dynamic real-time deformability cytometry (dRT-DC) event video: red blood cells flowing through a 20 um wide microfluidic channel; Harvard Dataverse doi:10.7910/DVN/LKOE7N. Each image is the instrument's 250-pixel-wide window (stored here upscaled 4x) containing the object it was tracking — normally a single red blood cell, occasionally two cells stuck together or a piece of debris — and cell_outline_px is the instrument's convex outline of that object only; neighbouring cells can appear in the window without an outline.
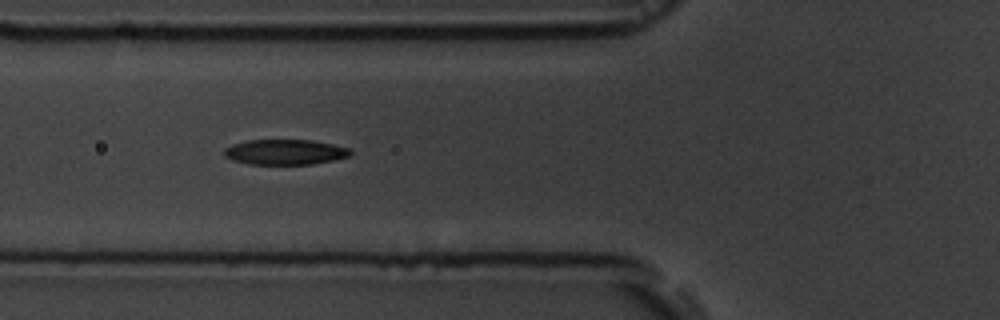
{"species": "common noctule bat (a hibernating species)", "species_latin": "Nyctalus noctula", "temperature_condition": "room temperature", "stored_images_in_passage": 9, "camera_frame_rate_fps": 3000, "um_per_image_px": 0.085, "animal": {"sex": "male", "body_mass_g": 19.5, "forearm_length_mm": 54.6}, "frame": {"image": 1, "passage_image": 6, "time_ms": 5.667, "image_size_px": [1000, 320], "cell_outline_px": [[352, 156], [312, 164], [248, 164], [232, 160], [224, 156], [224, 148], [232, 144], [248, 140], [312, 140], [352, 148]], "centroid_in_image_um": [24.24, 12.92], "position_along_channel_um": 101.6, "area_um2": 18.73}}
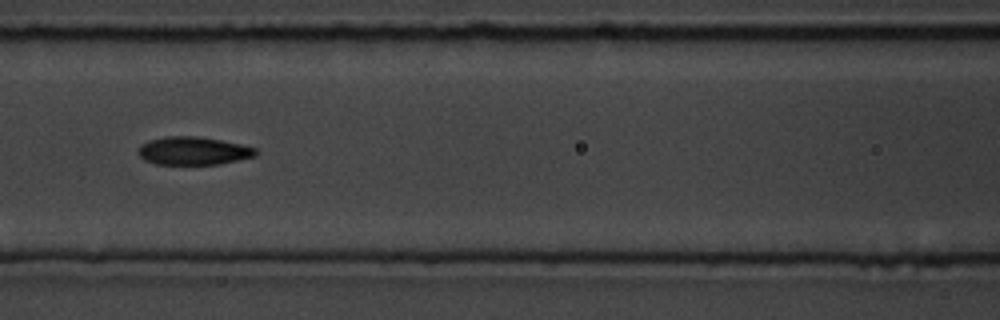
{"frame": {"image": 2, "passage_image": 7, "time_ms": 7.0, "image_size_px": [1000, 320], "cell_outline_px": [[256, 156], [220, 164], [156, 164], [144, 160], [136, 152], [140, 144], [148, 140], [168, 136], [196, 136], [220, 140], [240, 144], [256, 148]], "centroid_in_image_um": [16.39, 12.82], "position_along_channel_um": 150.2, "area_um2": 19.25}}
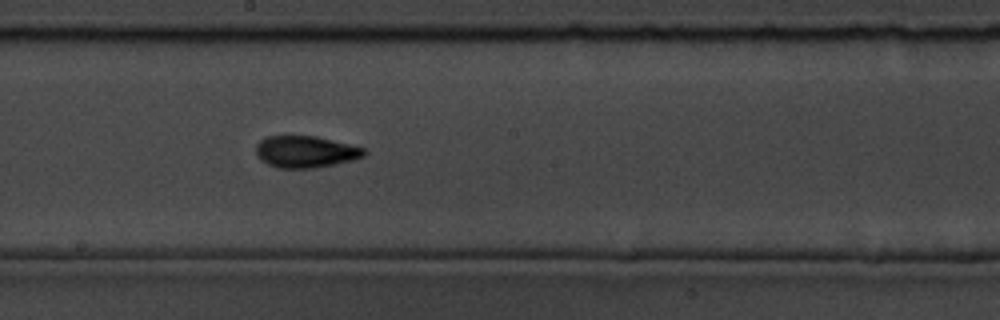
{"frame": {"image": 3, "passage_image": 9, "time_ms": 9.0, "image_size_px": [1000, 320], "cell_outline_px": [[368, 152], [364, 156], [352, 160], [336, 164], [316, 168], [276, 168], [260, 160], [256, 152], [256, 144], [260, 140], [268, 136], [316, 136], [364, 148]], "centroid_in_image_um": [25.96, 12.91], "position_along_channel_um": 222.2, "area_um2": 20.06}}